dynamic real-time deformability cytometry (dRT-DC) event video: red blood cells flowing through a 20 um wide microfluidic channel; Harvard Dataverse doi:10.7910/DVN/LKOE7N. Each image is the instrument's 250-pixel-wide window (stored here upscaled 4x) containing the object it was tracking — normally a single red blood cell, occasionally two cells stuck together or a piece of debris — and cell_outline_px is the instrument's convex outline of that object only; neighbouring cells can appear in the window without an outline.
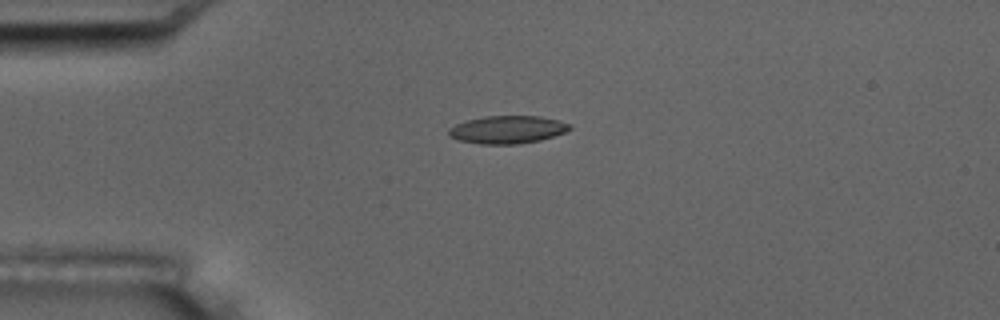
{"species": "common noctule bat (a hibernating species)", "species_latin": "Nyctalus noctula", "temperature_condition": "room temperature", "stored_images_in_passage": 42, "camera_frame_rate_fps": 3000, "um_per_image_px": 0.085, "animal": {"sex": "male", "body_mass_g": 17.5, "forearm_length_mm": 52.3}, "frame": {"image": 1, "passage_image": 1, "time_ms": 0.0, "image_size_px": [1000, 320], "cell_outline_px": [[572, 128], [564, 132], [540, 140], [520, 144], [480, 144], [460, 140], [448, 136], [448, 128], [456, 124], [468, 120], [484, 116], [540, 116], [560, 120], [568, 124]], "centroid_in_image_um": [43.11, 11.01], "position_along_channel_um": 41.9, "area_um2": 19.54}}
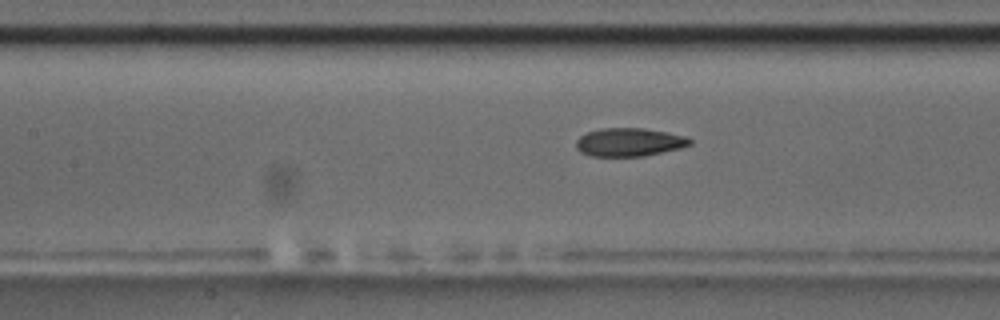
{"frame": {"image": 2, "passage_image": 12, "time_ms": 3.667, "image_size_px": [1000, 320], "cell_outline_px": [[692, 144], [680, 148], [644, 156], [592, 156], [580, 152], [576, 148], [576, 140], [580, 136], [588, 132], [600, 128], [644, 128], [684, 136], [692, 140]], "centroid_in_image_um": [53.46, 12.08], "position_along_channel_um": 153.9, "area_um2": 18.67}}
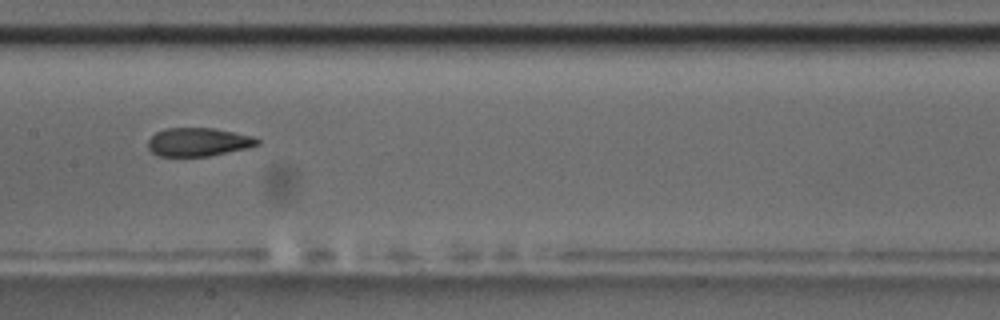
{"frame": {"image": 3, "passage_image": 15, "time_ms": 4.667, "image_size_px": [1000, 320], "cell_outline_px": [[260, 144], [248, 148], [208, 156], [160, 156], [152, 152], [148, 148], [148, 140], [156, 132], [164, 128], [212, 128], [252, 136], [260, 140]], "centroid_in_image_um": [16.85, 12.07], "position_along_channel_um": 190.6, "area_um2": 18.03}, "authors_computed_cell_mechanics": {"area_um2": 19.4497, "velocity_mm_per_s": 3.6985, "shape_relaxation_time_tau1_ms": 8.5282, "shape_relaxation_time_tau2_ms": 2.3991, "deformation_change_tau1": 0.1737, "deformation_change_tau2": 0.0892}}